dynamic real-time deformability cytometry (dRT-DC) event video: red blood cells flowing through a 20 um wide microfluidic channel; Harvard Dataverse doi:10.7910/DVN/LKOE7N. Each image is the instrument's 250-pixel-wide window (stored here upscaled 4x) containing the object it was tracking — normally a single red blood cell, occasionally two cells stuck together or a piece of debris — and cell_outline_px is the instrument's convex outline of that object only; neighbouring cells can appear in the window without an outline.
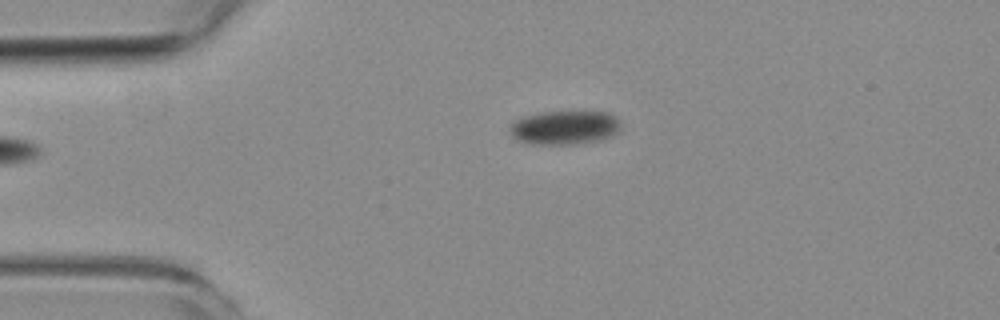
{"species": "common noctule bat (a hibernating species)", "species_latin": "Nyctalus noctula", "temperature_condition": "room temperature", "stored_images_in_passage": 3, "camera_frame_rate_fps": 3000, "um_per_image_px": 0.085, "animal": {"sex": "female", "body_mass_g": 19.3, "forearm_length_mm": 54.1}, "frame": {"image": 1, "passage_image": 3, "time_ms": 2.333, "image_size_px": [1000, 320], "cell_outline_px": [[620, 132], [604, 140], [576, 144], [532, 144], [520, 140], [512, 136], [512, 124], [516, 120], [524, 116], [544, 112], [608, 112], [616, 116], [620, 120]], "centroid_in_image_um": [48.1, 10.85], "position_along_channel_um": 36.9, "area_um2": 21.91}}